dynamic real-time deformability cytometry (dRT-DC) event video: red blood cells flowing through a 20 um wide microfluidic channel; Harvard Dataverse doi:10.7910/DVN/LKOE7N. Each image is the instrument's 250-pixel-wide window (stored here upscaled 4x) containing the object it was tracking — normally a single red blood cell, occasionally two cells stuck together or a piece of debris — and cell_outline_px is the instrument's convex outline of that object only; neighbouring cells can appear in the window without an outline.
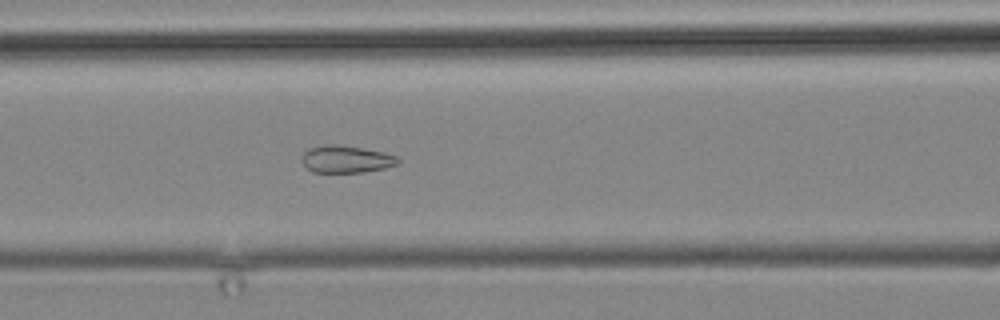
{"species": "common noctule bat (a hibernating species)", "species_latin": "Nyctalus noctula", "temperature_condition": "cold", "stored_images_in_passage": 11, "camera_frame_rate_fps": 3000, "um_per_image_px": 0.085, "animal": {"sex": "male", "body_mass_g": 19.2, "forearm_length_mm": 51.8}, "frame": {"image": 1, "passage_image": 11, "time_ms": 13.0, "image_size_px": [1000, 320], "cell_outline_px": [[400, 164], [384, 168], [364, 172], [312, 172], [304, 164], [300, 156], [308, 148], [324, 144], [336, 144], [384, 152], [396, 156], [400, 160]], "centroid_in_image_um": [29.42, 13.53], "position_along_channel_um": 137.2, "area_um2": 15.32}}